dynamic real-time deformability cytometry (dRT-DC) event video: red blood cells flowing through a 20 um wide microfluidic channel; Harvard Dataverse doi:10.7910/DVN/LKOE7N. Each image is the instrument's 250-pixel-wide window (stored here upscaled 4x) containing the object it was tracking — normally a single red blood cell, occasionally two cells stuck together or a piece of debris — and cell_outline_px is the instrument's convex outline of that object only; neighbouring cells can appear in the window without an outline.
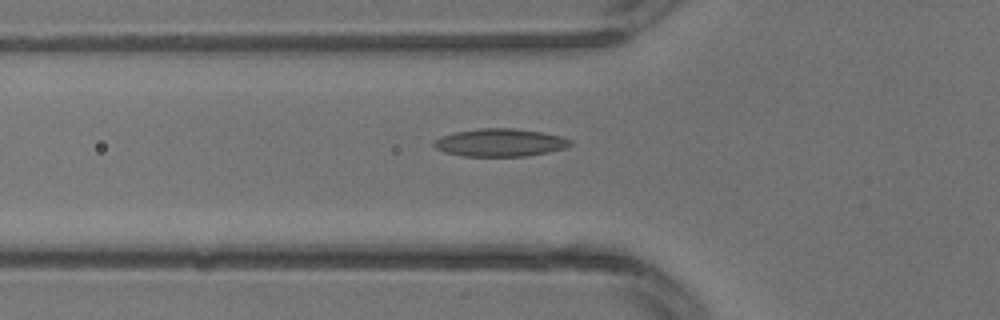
{"species": "common noctule bat (a hibernating species)", "species_latin": "Nyctalus noctula", "temperature_condition": "warm", "stored_images_in_passage": 3, "camera_frame_rate_fps": 3000, "um_per_image_px": 0.085, "animal": {"sex": "male", "body_mass_g": 13.3}, "frame": {"image": 1, "passage_image": 2, "time_ms": 0.333, "image_size_px": [1000, 320], "cell_outline_px": [[572, 144], [564, 148], [548, 152], [528, 156], [460, 156], [444, 152], [436, 148], [432, 144], [432, 140], [440, 136], [456, 132], [480, 128], [512, 128], [544, 132], [560, 136], [572, 140]], "centroid_in_image_um": [42.48, 12.12], "position_along_channel_um": 83.3, "area_um2": 22.25}}